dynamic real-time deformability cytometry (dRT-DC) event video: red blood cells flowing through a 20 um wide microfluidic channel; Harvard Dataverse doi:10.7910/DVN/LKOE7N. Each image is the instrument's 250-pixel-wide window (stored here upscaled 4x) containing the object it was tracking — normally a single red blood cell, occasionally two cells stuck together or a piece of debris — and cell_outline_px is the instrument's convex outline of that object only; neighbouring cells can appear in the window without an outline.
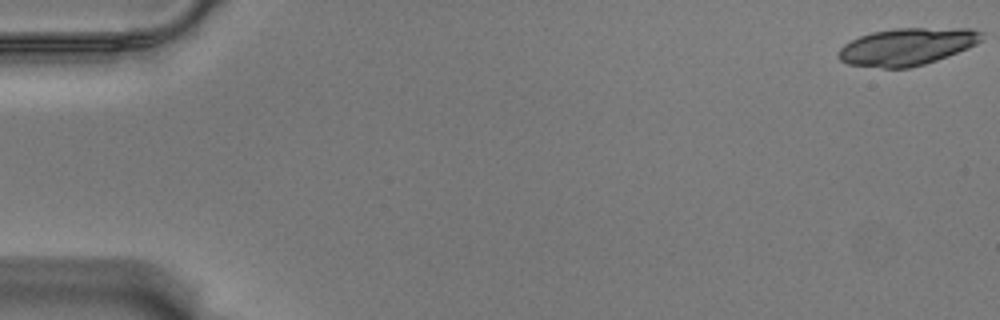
{"species": "Egyptian fruit bat (a non-hibernating species)", "species_latin": "Rousettus aegyptiacus", "temperature_condition": "warm", "stored_images_in_passage": 21, "camera_frame_rate_fps": 3000, "um_per_image_px": 0.085, "animal": {"sex": "male"}, "frame": {"image": 1, "passage_image": 1, "time_ms": 0.0, "image_size_px": [1000, 320], "cell_outline_px": [[984, 40], [968, 48], [948, 56], [924, 64], [908, 68], [884, 68], [848, 64], [840, 60], [836, 56], [840, 48], [844, 44], [860, 36], [872, 32], [896, 28], [972, 28], [984, 32]], "centroid_in_image_um": [77.13, 3.95], "position_along_channel_um": 7.9, "area_um2": 31.27}}
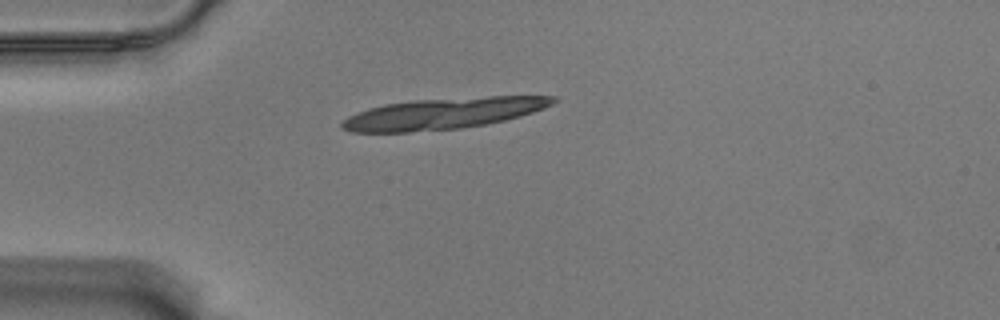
{"frame": {"image": 2, "passage_image": 16, "time_ms": 5.0, "image_size_px": [1000, 320], "cell_outline_px": [[560, 100], [544, 108], [520, 116], [488, 124], [460, 128], [408, 132], [352, 132], [340, 128], [340, 124], [348, 116], [368, 108], [384, 104], [412, 100], [488, 96], [556, 96]], "centroid_in_image_um": [37.67, 9.64], "position_along_channel_um": 47.3, "area_um2": 38.38}}